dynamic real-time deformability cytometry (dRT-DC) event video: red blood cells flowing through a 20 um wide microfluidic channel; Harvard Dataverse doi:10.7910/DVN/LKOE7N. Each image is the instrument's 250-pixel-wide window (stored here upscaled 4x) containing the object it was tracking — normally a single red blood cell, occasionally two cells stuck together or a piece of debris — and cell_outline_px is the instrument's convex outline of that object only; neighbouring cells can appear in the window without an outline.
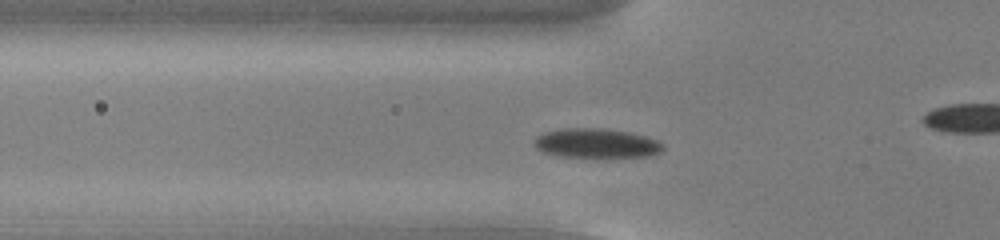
{"species": "common noctule bat (a hibernating species)", "species_latin": "Nyctalus noctula", "temperature_condition": "cold", "stored_images_in_passage": 42, "camera_frame_rate_fps": 3000, "um_per_image_px": 0.085, "animal": {"sex": "male", "body_mass_g": 13.0, "forearm_length_mm": 53.1}, "frame": {"image": 1, "passage_image": 5, "time_ms": 1.333, "image_size_px": [1000, 240], "cell_outline_px": [[664, 148], [660, 152], [648, 156], [560, 156], [544, 152], [536, 148], [532, 144], [536, 136], [544, 132], [560, 128], [604, 128], [632, 132], [648, 136], [664, 144]], "centroid_in_image_um": [50.68, 12.15], "position_along_channel_um": 75.1, "area_um2": 22.08}}
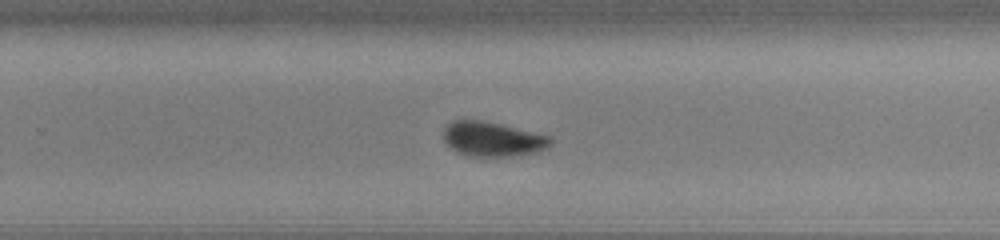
{"frame": {"image": 2, "passage_image": 22, "time_ms": 7.0, "image_size_px": [1000, 240], "cell_outline_px": [[552, 144], [548, 148], [536, 152], [512, 156], [464, 156], [456, 152], [444, 140], [444, 128], [452, 120], [484, 120], [552, 136]], "centroid_in_image_um": [41.89, 11.82], "position_along_channel_um": 287.9, "area_um2": 21.79}}
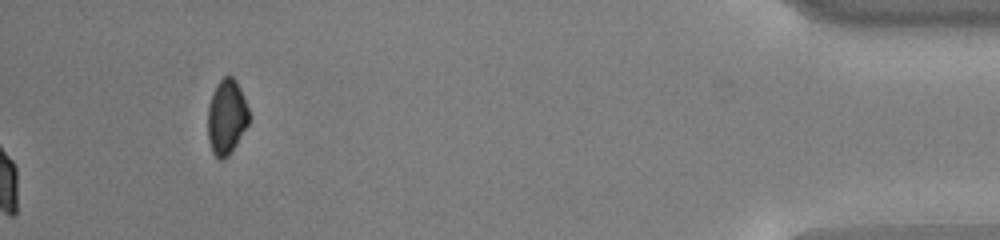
{"frame": {"image": 3, "passage_image": 42, "time_ms": 13.667, "image_size_px": [1000, 240], "cell_outline_px": [[252, 116], [248, 124], [236, 144], [228, 156], [224, 160], [220, 160], [212, 152], [208, 140], [208, 104], [212, 92], [216, 84], [224, 76], [232, 76], [236, 80], [240, 88]], "centroid_in_image_um": [19.26, 9.93], "position_along_channel_um": 415.9, "area_um2": 18.26}, "authors_computed_cell_mechanics": {"area_um2": 21.7039, "velocity_mm_per_s": 3.7678, "shape_relaxation_time_tau1_ms": 2.628, "shape_relaxation_time_tau2_ms": null, "deformation_change_tau1": 0.0907, "deformation_change_tau2": null}}